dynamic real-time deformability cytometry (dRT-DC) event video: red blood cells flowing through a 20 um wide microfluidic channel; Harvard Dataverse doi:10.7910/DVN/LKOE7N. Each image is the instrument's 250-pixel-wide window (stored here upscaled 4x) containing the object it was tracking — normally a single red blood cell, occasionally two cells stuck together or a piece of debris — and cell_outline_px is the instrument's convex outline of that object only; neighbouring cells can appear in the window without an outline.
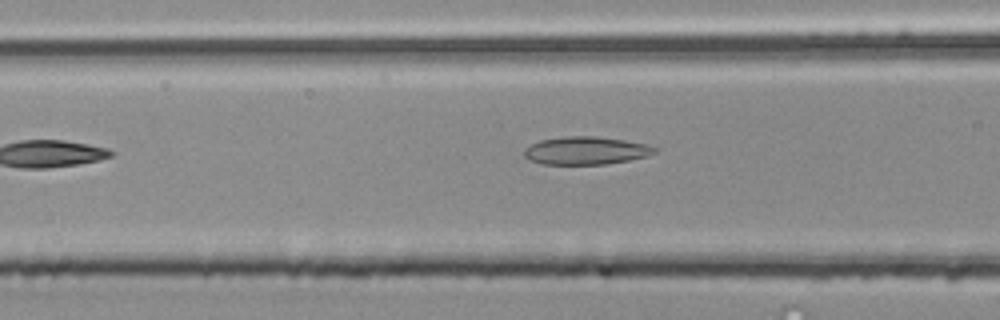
{"species": "common noctule bat (a hibernating species)", "species_latin": "Nyctalus noctula", "temperature_condition": "room temperature", "stored_images_in_passage": 5, "segment_of_instrument_passage": [1, 2], "camera_frame_rate_fps": 3000, "um_per_image_px": 0.085, "animal": {"sex": "male", "body_mass_g": 20.4}, "frame": {"image": 1, "passage_image": 3, "time_ms": 0.667, "image_size_px": [1000, 320], "cell_outline_px": [[656, 152], [648, 156], [608, 164], [544, 164], [528, 160], [524, 156], [524, 148], [540, 140], [564, 136], [596, 136], [624, 140], [644, 144], [656, 148]], "centroid_in_image_um": [49.77, 12.8], "position_along_channel_um": 116.8, "area_um2": 21.15}}